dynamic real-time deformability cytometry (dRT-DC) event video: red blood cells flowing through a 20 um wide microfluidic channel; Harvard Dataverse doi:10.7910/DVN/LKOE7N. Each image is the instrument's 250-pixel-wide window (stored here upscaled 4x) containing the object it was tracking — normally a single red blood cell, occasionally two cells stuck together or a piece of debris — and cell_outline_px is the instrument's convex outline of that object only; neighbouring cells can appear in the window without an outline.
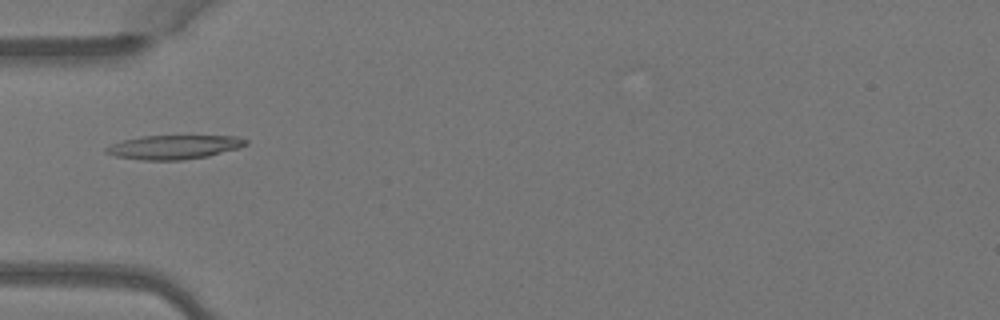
{"species": "Egyptian fruit bat (a non-hibernating species)", "species_latin": "Rousettus aegyptiacus", "temperature_condition": "warm", "stored_images_in_passage": 3, "camera_frame_rate_fps": 3000, "um_per_image_px": 0.085, "animal": {"sex": "female"}, "frame": {"image": 1, "passage_image": 2, "time_ms": 0.333, "image_size_px": [1000, 320], "cell_outline_px": [[248, 144], [240, 148], [208, 156], [184, 160], [140, 160], [116, 156], [104, 152], [104, 148], [112, 144], [124, 140], [140, 136], [236, 136], [248, 140]], "centroid_in_image_um": [14.81, 12.51], "position_along_channel_um": 70.2, "area_um2": 19.59}}
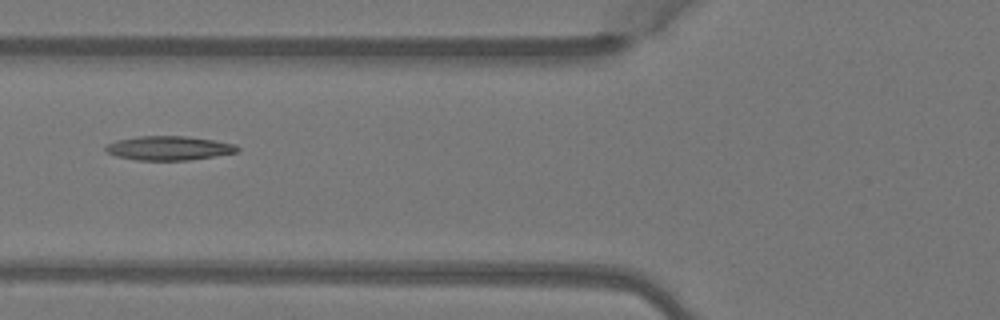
{"frame": {"image": 2, "passage_image": 3, "time_ms": 0.667, "image_size_px": [1000, 320], "cell_outline_px": [[240, 148], [236, 152], [188, 160], [136, 160], [116, 156], [108, 152], [104, 148], [108, 144], [116, 140], [140, 136], [184, 136], [212, 140], [236, 144]], "centroid_in_image_um": [14.33, 12.59], "position_along_channel_um": 111.5, "area_um2": 18.26}}